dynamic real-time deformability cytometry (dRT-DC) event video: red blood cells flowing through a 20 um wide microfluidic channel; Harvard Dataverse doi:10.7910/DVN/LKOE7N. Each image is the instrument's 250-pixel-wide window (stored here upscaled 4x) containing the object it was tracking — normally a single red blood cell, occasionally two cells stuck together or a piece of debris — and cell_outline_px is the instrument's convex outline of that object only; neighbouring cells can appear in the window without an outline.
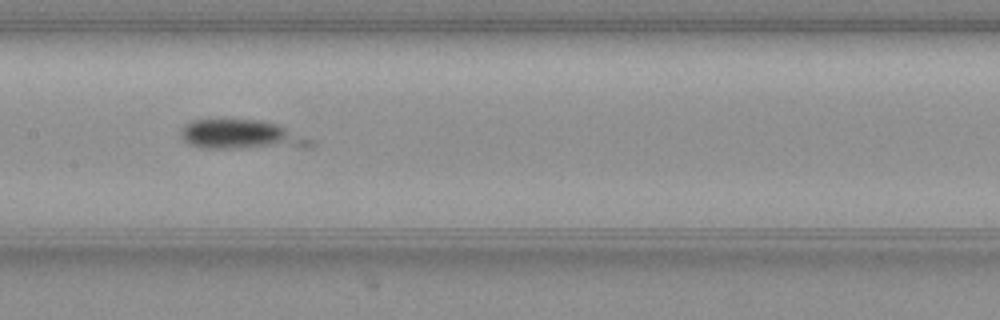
{"species": "common noctule bat (a hibernating species)", "species_latin": "Nyctalus noctula", "temperature_condition": "warm", "stored_images_in_passage": 48, "camera_frame_rate_fps": 3000, "um_per_image_px": 0.085, "animal": {"sex": "female", "body_mass_g": 19.3, "forearm_length_mm": 54.1}, "frame": {"image": 1, "passage_image": 21, "time_ms": 6.667, "image_size_px": [1000, 320], "cell_outline_px": [[316, 144], [312, 148], [200, 148], [188, 144], [180, 136], [180, 132], [184, 124], [192, 120], [256, 120], [276, 124], [312, 140]], "centroid_in_image_um": [20.53, 11.48], "position_along_channel_um": 186.9, "area_um2": 22.43}}
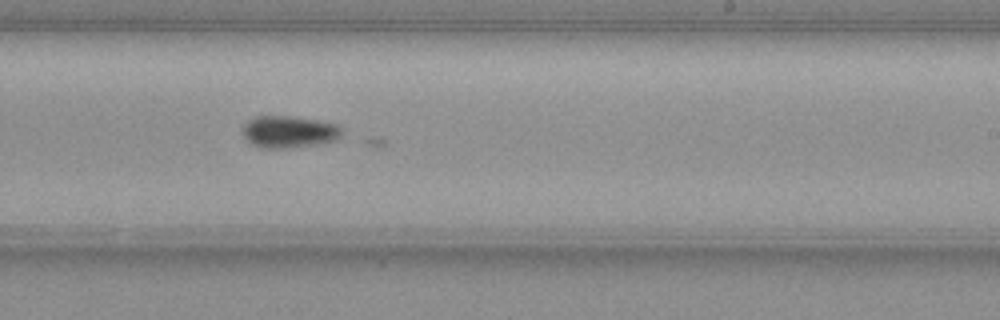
{"frame": {"image": 2, "passage_image": 27, "time_ms": 8.667, "image_size_px": [1000, 320], "cell_outline_px": [[344, 132], [336, 140], [324, 144], [284, 148], [260, 148], [252, 144], [244, 136], [244, 124], [248, 120], [256, 116], [292, 116], [320, 120], [336, 124], [344, 128]], "centroid_in_image_um": [24.63, 11.2], "position_along_channel_um": 264.4, "area_um2": 18.79}}